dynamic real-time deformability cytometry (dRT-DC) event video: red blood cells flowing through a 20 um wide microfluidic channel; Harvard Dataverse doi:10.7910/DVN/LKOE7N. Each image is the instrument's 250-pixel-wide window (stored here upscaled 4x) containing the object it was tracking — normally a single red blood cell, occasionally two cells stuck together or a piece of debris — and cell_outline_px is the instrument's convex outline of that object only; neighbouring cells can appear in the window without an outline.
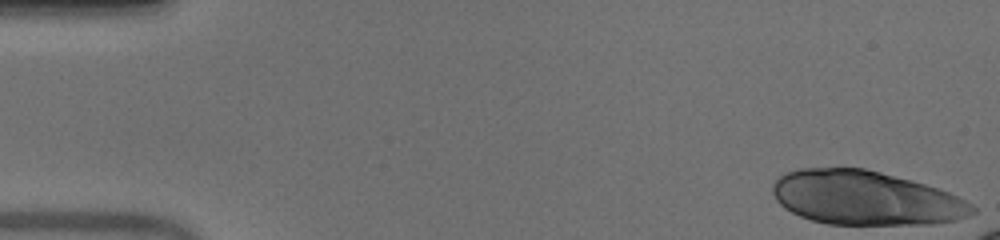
{"species": "human", "species_latin": "Homo sapiens", "temperature_condition": "warm", "stored_images_in_passage": 15, "camera_frame_rate_fps": 3000, "um_per_image_px": 0.085, "donor": {"sex": "male"}, "frame": {"image": 1, "passage_image": 1, "time_ms": 0.0, "image_size_px": [1000, 240], "cell_outline_px": [[976, 212], [968, 216], [956, 220], [932, 224], [828, 224], [812, 220], [800, 216], [784, 208], [776, 200], [772, 192], [772, 184], [780, 176], [788, 172], [800, 168], [864, 168], [912, 180], [948, 192], [972, 204], [976, 208]], "centroid_in_image_um": [73.56, 16.83], "position_along_channel_um": 11.4, "area_um2": 62.71}}